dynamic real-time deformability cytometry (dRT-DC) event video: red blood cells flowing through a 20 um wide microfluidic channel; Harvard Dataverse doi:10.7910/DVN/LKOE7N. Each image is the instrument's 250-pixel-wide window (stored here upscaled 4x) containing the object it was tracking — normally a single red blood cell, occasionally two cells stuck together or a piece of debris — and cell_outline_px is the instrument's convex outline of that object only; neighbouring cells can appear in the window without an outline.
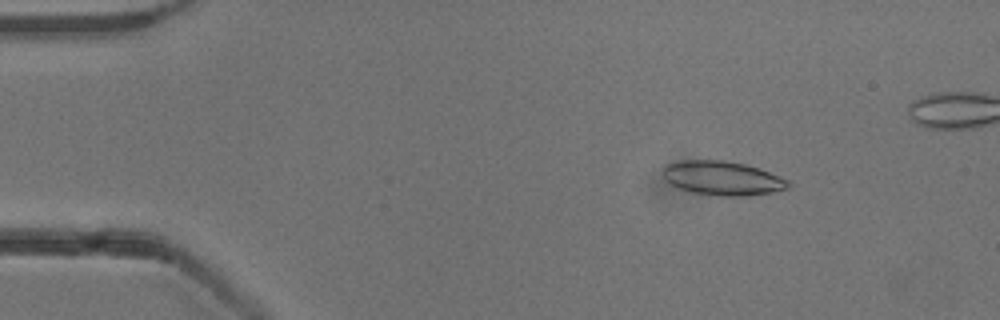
{"species": "common noctule bat (a hibernating species)", "species_latin": "Nyctalus noctula", "temperature_condition": "cold", "stored_images_in_passage": 42, "camera_frame_rate_fps": 3000, "um_per_image_px": 0.085, "animal": {"sex": "male", "body_mass_g": 13.3}, "frame": {"image": 1, "passage_image": 1, "time_ms": 0.0, "image_size_px": [1000, 320], "cell_outline_px": [[792, 184], [788, 188], [772, 192], [744, 196], [720, 196], [692, 192], [680, 188], [664, 180], [664, 164], [680, 160], [724, 160], [744, 164], [760, 168], [780, 176], [788, 180]], "centroid_in_image_um": [61.42, 15.14], "position_along_channel_um": 23.6, "area_um2": 24.97}}
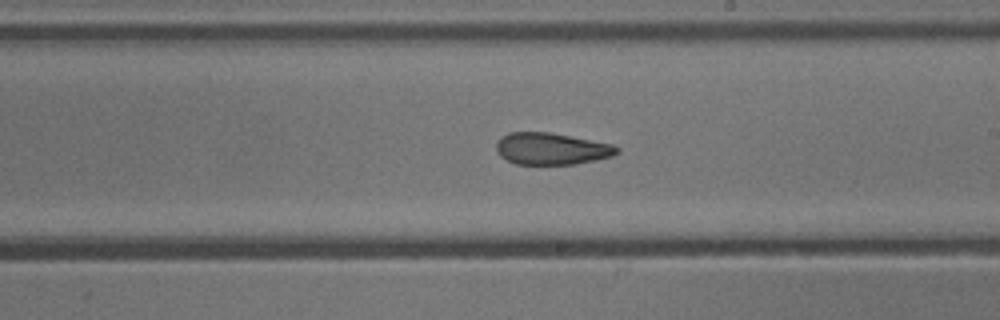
{"frame": {"image": 2, "passage_image": 24, "time_ms": 7.667, "image_size_px": [1000, 320], "cell_outline_px": [[620, 152], [612, 156], [596, 160], [576, 164], [516, 164], [500, 156], [496, 152], [496, 144], [500, 136], [508, 132], [548, 132], [612, 144], [620, 148]], "centroid_in_image_um": [46.86, 12.64], "position_along_channel_um": 242.1, "area_um2": 22.43}}
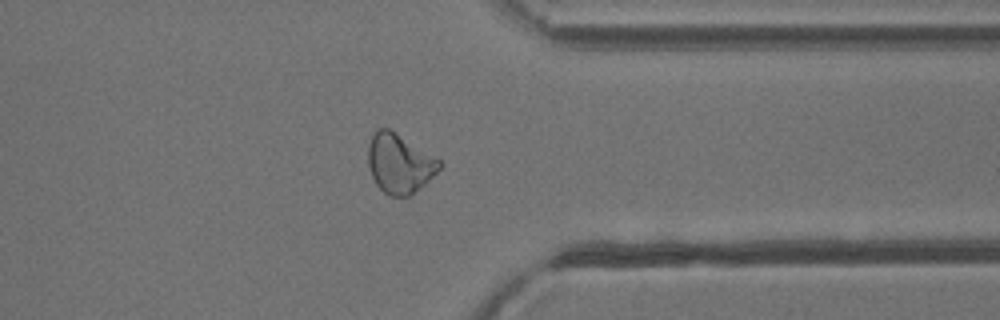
{"frame": {"image": 3, "passage_image": 35, "time_ms": 11.333, "image_size_px": [1000, 320], "cell_outline_px": [[440, 168], [412, 196], [388, 196], [376, 184], [372, 176], [368, 164], [368, 144], [376, 128], [388, 128], [440, 160]], "centroid_in_image_um": [33.92, 13.91], "position_along_channel_um": 377.5, "area_um2": 24.33}}